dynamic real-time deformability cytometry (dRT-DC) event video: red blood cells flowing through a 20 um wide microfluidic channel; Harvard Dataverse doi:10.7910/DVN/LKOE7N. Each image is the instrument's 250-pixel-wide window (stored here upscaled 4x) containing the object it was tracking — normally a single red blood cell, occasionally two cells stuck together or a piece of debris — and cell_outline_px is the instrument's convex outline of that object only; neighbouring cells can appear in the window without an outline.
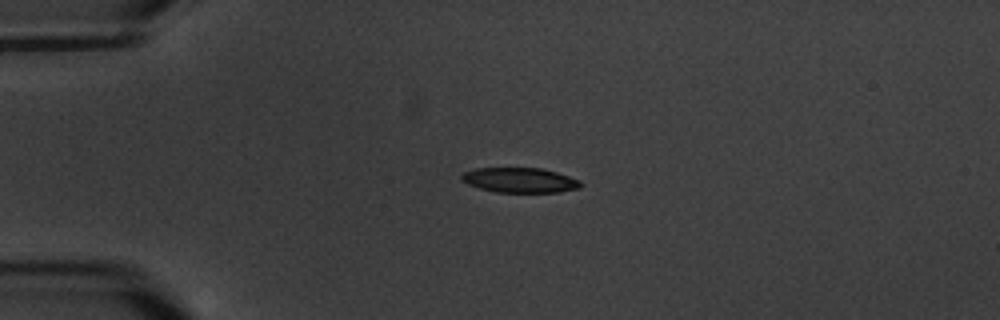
{"species": "common noctule bat (a hibernating species)", "species_latin": "Nyctalus noctula", "temperature_condition": "warm", "stored_images_in_passage": 6, "camera_frame_rate_fps": 3000, "um_per_image_px": 0.085, "animal": {"sex": "male", "body_mass_g": 20.1, "forearm_length_mm": 53.5}, "frame": {"image": 1, "passage_image": 4, "time_ms": 3.667, "image_size_px": [1000, 320], "cell_outline_px": [[584, 184], [580, 188], [560, 192], [496, 192], [480, 188], [468, 184], [460, 180], [460, 176], [464, 172], [476, 168], [540, 168], [556, 172], [580, 180]], "centroid_in_image_um": [44.2, 15.31], "position_along_channel_um": 40.8, "area_um2": 17.34}}
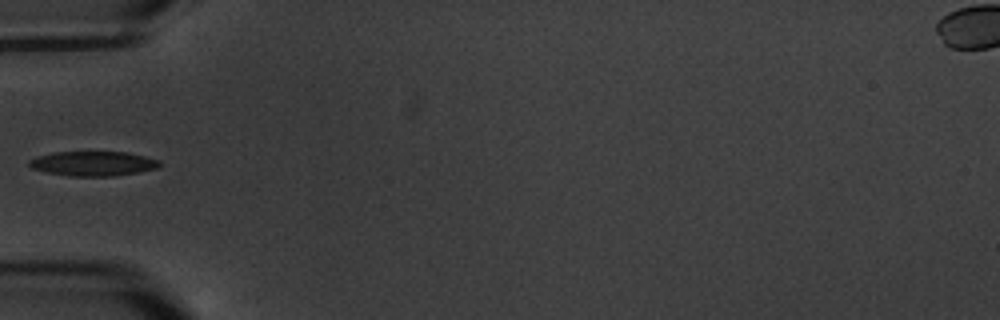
{"frame": {"image": 2, "passage_image": 6, "time_ms": 5.667, "image_size_px": [1000, 320], "cell_outline_px": [[160, 164], [156, 168], [136, 172], [112, 176], [68, 176], [48, 172], [32, 168], [28, 164], [28, 160], [36, 156], [52, 152], [128, 152], [160, 160]], "centroid_in_image_um": [7.87, 13.89], "position_along_channel_um": 77.1, "area_um2": 18.61}}